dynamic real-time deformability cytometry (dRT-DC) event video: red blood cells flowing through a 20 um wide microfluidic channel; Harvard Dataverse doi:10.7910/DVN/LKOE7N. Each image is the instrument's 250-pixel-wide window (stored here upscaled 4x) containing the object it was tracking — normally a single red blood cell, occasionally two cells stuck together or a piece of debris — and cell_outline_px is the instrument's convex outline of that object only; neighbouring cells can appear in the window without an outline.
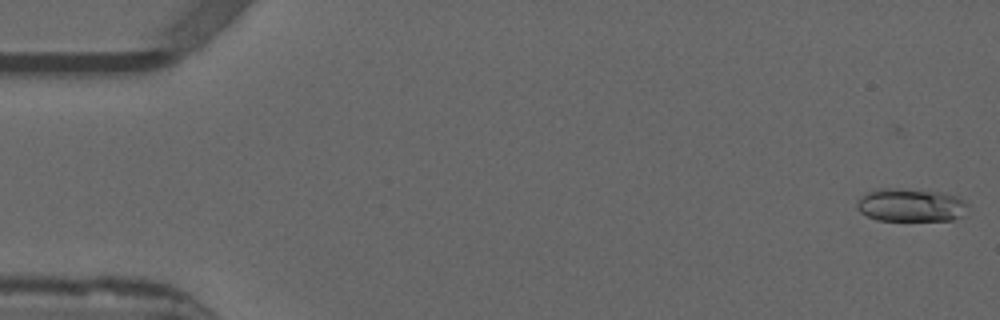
{"species": "common noctule bat (a hibernating species)", "species_latin": "Nyctalus noctula", "temperature_condition": "warm", "stored_images_in_passage": 53, "camera_frame_rate_fps": 3000, "um_per_image_px": 0.085, "animal": {"sex": "male", "forearm_length_mm": 52.5}, "frame": {"image": 1, "passage_image": 1, "time_ms": 0.0, "image_size_px": [1000, 320], "cell_outline_px": [[968, 204], [964, 216], [952, 220], [876, 220], [860, 212], [856, 208], [856, 204], [864, 192], [876, 188], [896, 188], [940, 192], [956, 196], [964, 200]], "centroid_in_image_um": [77.39, 17.43], "position_along_channel_um": 7.6, "area_um2": 21.62}}
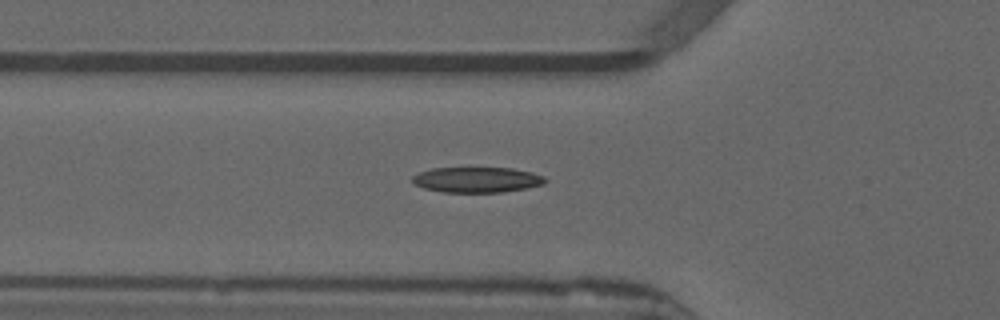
{"frame": {"image": 2, "passage_image": 18, "time_ms": 5.667, "image_size_px": [1000, 320], "cell_outline_px": [[548, 180], [544, 184], [524, 188], [500, 192], [444, 192], [424, 188], [412, 184], [412, 176], [420, 172], [432, 168], [512, 168], [532, 172], [544, 176]], "centroid_in_image_um": [40.53, 15.27], "position_along_channel_um": 85.3, "area_um2": 19.65}}
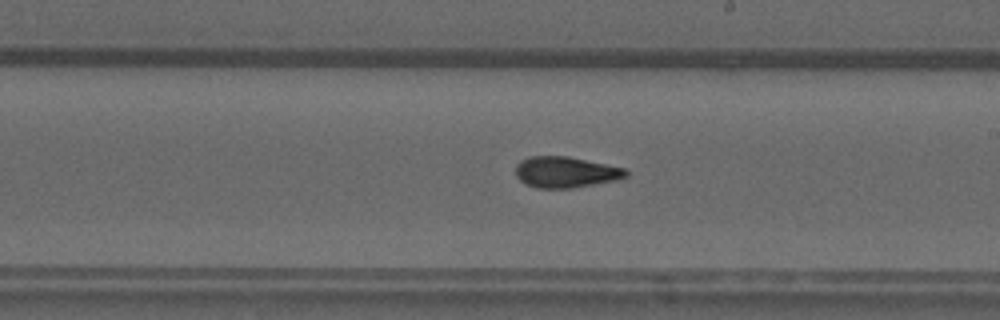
{"frame": {"image": 3, "passage_image": 30, "time_ms": 9.667, "image_size_px": [1000, 320], "cell_outline_px": [[628, 176], [616, 180], [572, 188], [536, 188], [524, 184], [516, 176], [516, 164], [520, 160], [528, 156], [568, 156], [624, 168], [628, 172]], "centroid_in_image_um": [48.04, 14.63], "position_along_channel_um": 241.0, "area_um2": 20.0}, "authors_computed_cell_mechanics": {"area_um2": 19.4786, "velocity_mm_per_s": 3.8709, "shape_relaxation_time_tau1_ms": 8.9576, "shape_relaxation_time_tau2_ms": 2.1211, "deformation_change_tau1": 0.2646, "deformation_change_tau2": 0.0998}}